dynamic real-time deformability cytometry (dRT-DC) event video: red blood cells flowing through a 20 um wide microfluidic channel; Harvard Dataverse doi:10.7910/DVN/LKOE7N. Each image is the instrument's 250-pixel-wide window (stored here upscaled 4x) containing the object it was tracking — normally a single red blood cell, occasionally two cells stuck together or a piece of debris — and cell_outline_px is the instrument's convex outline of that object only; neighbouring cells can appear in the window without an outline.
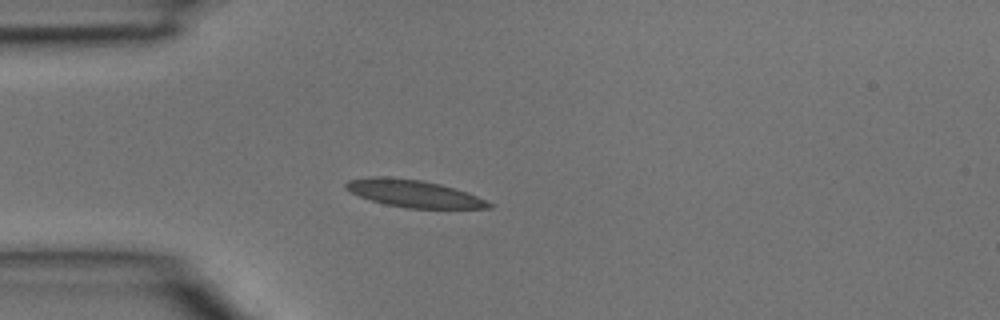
{"species": "common noctule bat (a hibernating species)", "species_latin": "Nyctalus noctula", "temperature_condition": "room temperature", "stored_images_in_passage": 3, "camera_frame_rate_fps": 3000, "um_per_image_px": 0.085, "animal": {"sex": "male", "body_mass_g": 15.6}, "frame": {"image": 1, "passage_image": 3, "time_ms": 0.667, "image_size_px": [1000, 320], "cell_outline_px": [[492, 208], [404, 208], [384, 204], [360, 196], [344, 188], [344, 184], [348, 180], [372, 176], [388, 176], [420, 180], [440, 184], [468, 192], [492, 204]], "centroid_in_image_um": [35.13, 16.44], "position_along_channel_um": 49.9, "area_um2": 22.6}}